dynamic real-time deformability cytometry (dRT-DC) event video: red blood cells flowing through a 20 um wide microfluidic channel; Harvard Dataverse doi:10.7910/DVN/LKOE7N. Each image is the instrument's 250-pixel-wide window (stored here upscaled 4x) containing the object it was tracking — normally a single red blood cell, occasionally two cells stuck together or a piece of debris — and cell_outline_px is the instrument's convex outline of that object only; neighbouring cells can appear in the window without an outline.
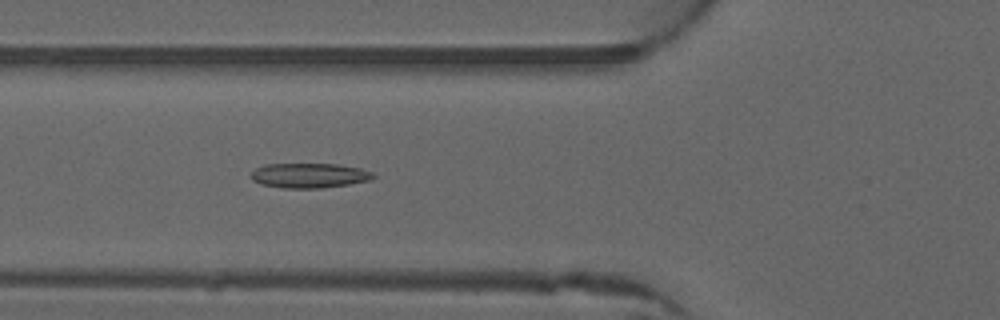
{"species": "common noctule bat (a hibernating species)", "species_latin": "Nyctalus noctula", "temperature_condition": "warm", "stored_images_in_passage": 51, "camera_frame_rate_fps": 3000, "um_per_image_px": 0.085, "animal": {"sex": "male", "forearm_length_mm": 52.5}, "frame": {"image": 1, "passage_image": 19, "time_ms": 6.0, "image_size_px": [1000, 320], "cell_outline_px": [[376, 176], [372, 180], [348, 184], [320, 188], [284, 188], [260, 184], [252, 180], [248, 176], [256, 168], [264, 164], [340, 164], [360, 168], [372, 172]], "centroid_in_image_um": [26.27, 14.91], "position_along_channel_um": 99.5, "area_um2": 17.8}}
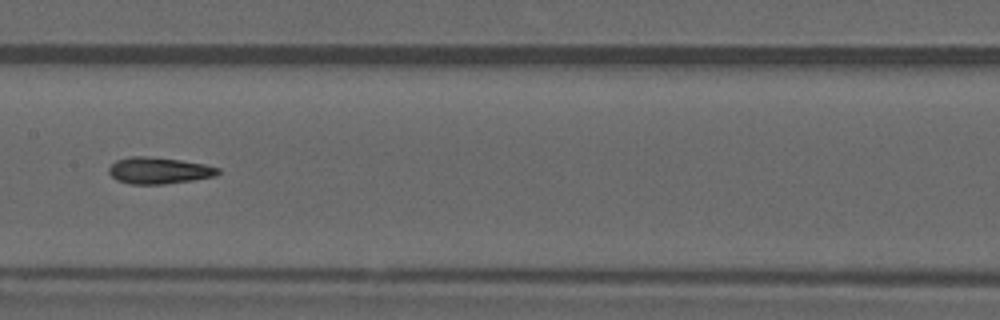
{"frame": {"image": 2, "passage_image": 26, "time_ms": 8.333, "image_size_px": [1000, 320], "cell_outline_px": [[220, 172], [216, 176], [192, 180], [164, 184], [128, 184], [116, 180], [108, 172], [108, 168], [116, 160], [128, 156], [152, 156], [180, 160], [204, 164], [220, 168]], "centroid_in_image_um": [13.48, 14.49], "position_along_channel_um": 193.9, "area_um2": 17.05}}
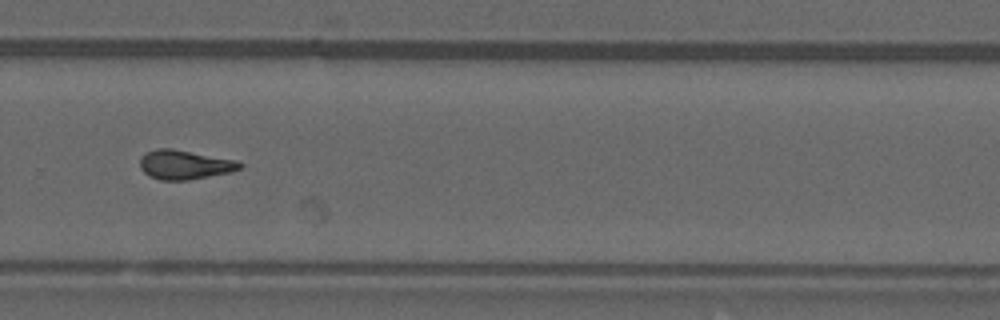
{"frame": {"image": 3, "passage_image": 35, "time_ms": 11.333, "image_size_px": [1000, 320], "cell_outline_px": [[244, 164], [240, 168], [228, 172], [188, 180], [160, 180], [148, 176], [140, 168], [140, 160], [148, 152], [156, 148], [172, 148], [236, 160]], "centroid_in_image_um": [15.67, 14.0], "position_along_channel_um": 314.1, "area_um2": 16.82}, "authors_computed_cell_mechanics": {"area_um2": 16.8198, "velocity_mm_per_s": 4.0312, "shape_relaxation_time_tau1_ms": null, "shape_relaxation_time_tau2_ms": 2.7981, "deformation_change_tau1": null, "deformation_change_tau2": 0.1093}}